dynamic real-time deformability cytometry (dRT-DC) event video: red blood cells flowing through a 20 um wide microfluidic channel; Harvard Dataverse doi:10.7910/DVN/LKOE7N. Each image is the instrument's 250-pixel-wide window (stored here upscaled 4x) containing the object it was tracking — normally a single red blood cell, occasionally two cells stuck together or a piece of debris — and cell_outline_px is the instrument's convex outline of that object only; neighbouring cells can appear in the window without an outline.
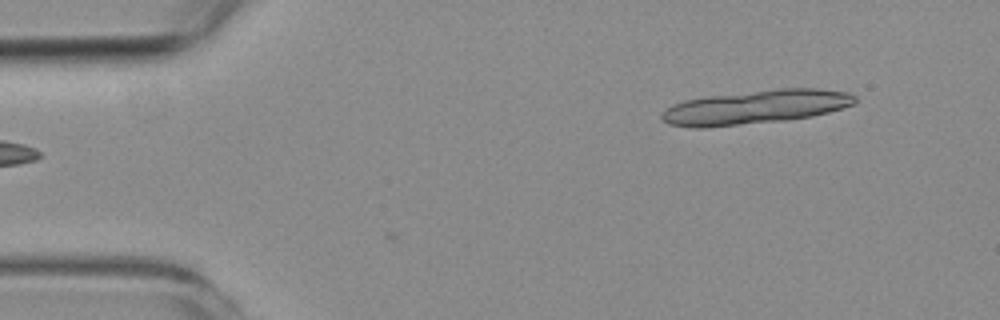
{"species": "common noctule bat (a hibernating species)", "species_latin": "Nyctalus noctula", "temperature_condition": "room temperature", "stored_images_in_passage": 7, "segment_of_instrument_passage": [1, 2], "camera_frame_rate_fps": 3000, "um_per_image_px": 0.085, "animal": {"sex": "female", "body_mass_g": 19.3, "forearm_length_mm": 54.1}, "frame": {"image": 1, "passage_image": 2, "time_ms": 0.333, "image_size_px": [1000, 320], "cell_outline_px": [[844, 104], [836, 108], [820, 112], [800, 116], [724, 124], [684, 124], [700, 100], [776, 92], [828, 92]], "centroid_in_image_um": [64.7, 9.12], "position_along_channel_um": 20.3, "area_um2": 25.49}}